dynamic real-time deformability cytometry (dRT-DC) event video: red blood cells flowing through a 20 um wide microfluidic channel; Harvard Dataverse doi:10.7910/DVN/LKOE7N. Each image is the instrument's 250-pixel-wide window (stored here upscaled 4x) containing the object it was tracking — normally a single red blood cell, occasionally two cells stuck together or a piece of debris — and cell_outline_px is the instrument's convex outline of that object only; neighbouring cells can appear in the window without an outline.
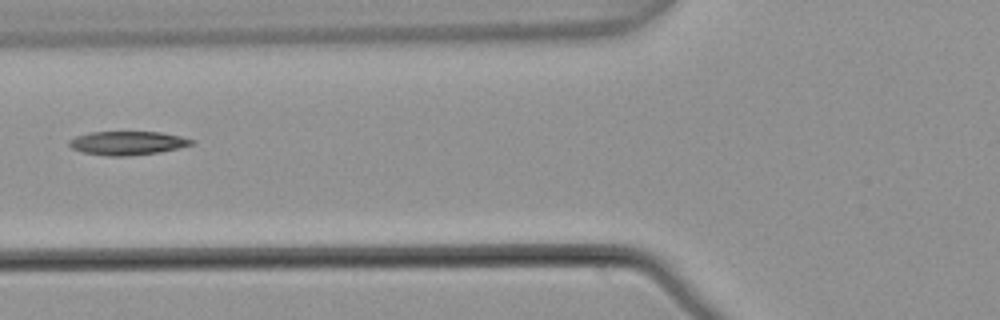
{"species": "common noctule bat (a hibernating species)", "species_latin": "Nyctalus noctula", "temperature_condition": "warm", "stored_images_in_passage": 2, "camera_frame_rate_fps": 3000, "um_per_image_px": 0.085, "animal": {"sex": "male", "body_mass_g": 21.5, "forearm_length_mm": 52.0}, "frame": {"image": 1, "passage_image": 2, "time_ms": 0.333, "image_size_px": [1000, 320], "cell_outline_px": [[196, 140], [192, 144], [176, 148], [156, 152], [124, 156], [108, 156], [84, 152], [72, 148], [68, 144], [68, 140], [76, 136], [88, 132], [160, 132], [180, 136]], "centroid_in_image_um": [10.79, 12.14], "position_along_channel_um": 115.0, "area_um2": 16.65}}